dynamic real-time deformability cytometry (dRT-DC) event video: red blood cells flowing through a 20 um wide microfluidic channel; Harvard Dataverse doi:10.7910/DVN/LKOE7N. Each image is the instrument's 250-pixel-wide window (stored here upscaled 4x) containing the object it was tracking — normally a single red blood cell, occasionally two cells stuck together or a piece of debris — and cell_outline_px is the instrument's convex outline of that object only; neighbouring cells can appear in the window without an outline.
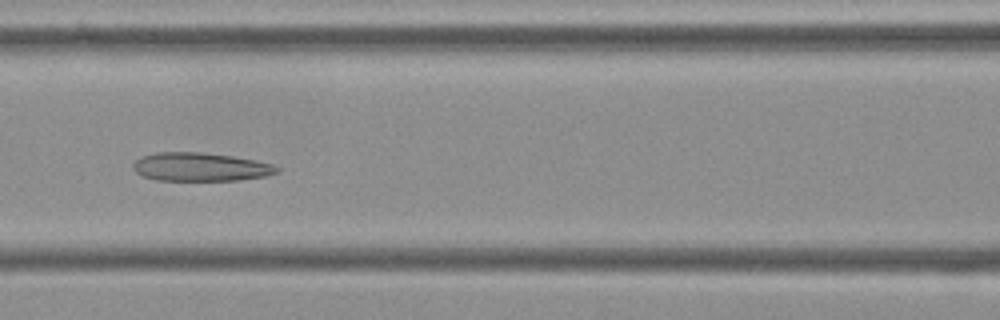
{"species": "Egyptian fruit bat (a non-hibernating species)", "species_latin": "Rousettus aegyptiacus", "temperature_condition": "cold", "stored_images_in_passage": 7, "camera_frame_rate_fps": 3000, "um_per_image_px": 0.085, "frame": {"image": 1, "passage_image": 6, "time_ms": 1.667, "image_size_px": [1000, 320], "cell_outline_px": [[280, 172], [268, 176], [236, 180], [156, 180], [140, 176], [132, 168], [132, 164], [140, 156], [156, 152], [200, 152], [232, 156], [256, 160], [272, 164], [280, 168]], "centroid_in_image_um": [17.02, 14.19], "position_along_channel_um": 149.6, "area_um2": 24.1}}
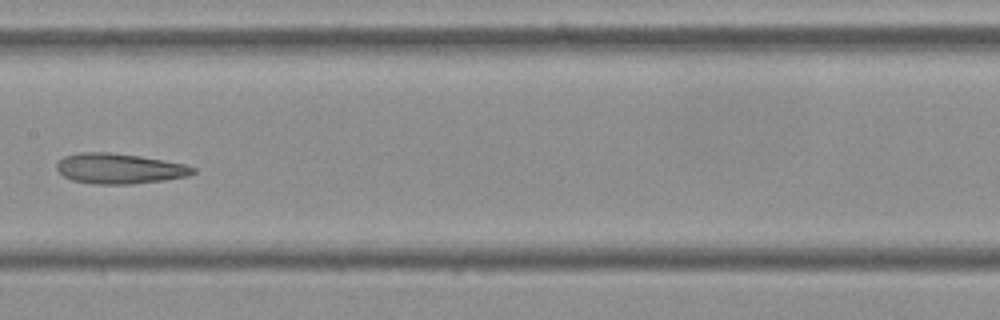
{"frame": {"image": 2, "passage_image": 7, "time_ms": 2.0, "image_size_px": [1000, 320], "cell_outline_px": [[196, 172], [188, 176], [164, 180], [132, 184], [96, 184], [72, 180], [64, 176], [56, 168], [56, 164], [64, 156], [80, 152], [108, 152], [140, 156], [184, 164], [196, 168]], "centroid_in_image_um": [10.15, 14.33], "position_along_channel_um": 197.3, "area_um2": 23.99}}